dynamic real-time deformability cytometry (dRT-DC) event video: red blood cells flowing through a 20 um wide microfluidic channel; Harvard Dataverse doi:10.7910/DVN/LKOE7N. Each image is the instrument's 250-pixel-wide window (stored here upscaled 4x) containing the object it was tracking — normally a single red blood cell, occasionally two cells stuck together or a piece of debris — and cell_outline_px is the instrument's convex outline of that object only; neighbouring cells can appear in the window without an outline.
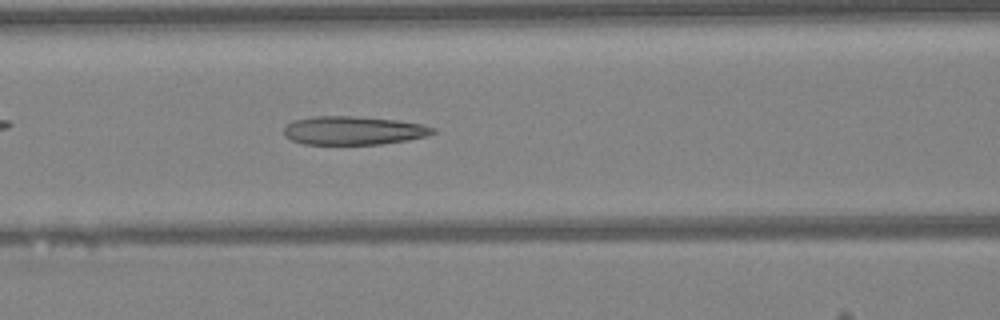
{"species": "Egyptian fruit bat (a non-hibernating species)", "species_latin": "Rousettus aegyptiacus", "temperature_condition": "warm", "stored_images_in_passage": 46, "camera_frame_rate_fps": 3000, "um_per_image_px": 0.085, "animal": {"sex": "female"}, "frame": {"image": 1, "passage_image": 19, "time_ms": 6.0, "image_size_px": [1000, 320], "cell_outline_px": [[436, 132], [428, 136], [408, 140], [380, 144], [304, 144], [292, 140], [284, 136], [284, 128], [288, 124], [296, 120], [312, 116], [352, 116], [396, 120], [424, 124], [436, 128]], "centroid_in_image_um": [30.08, 11.09], "position_along_channel_um": 136.5, "area_um2": 24.8}}
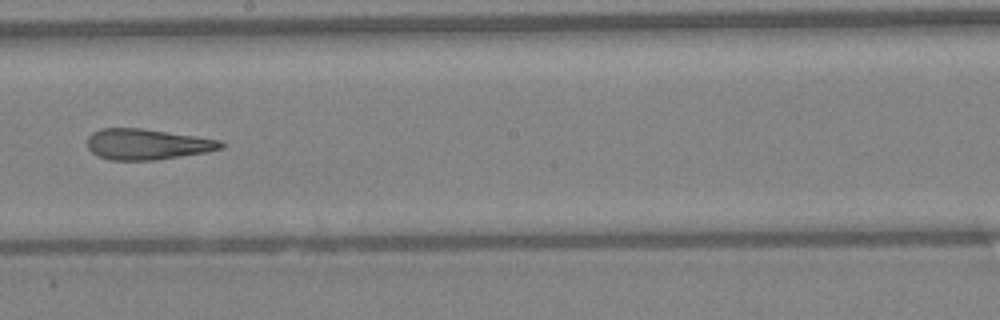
{"frame": {"image": 2, "passage_image": 26, "time_ms": 8.333, "image_size_px": [1000, 320], "cell_outline_px": [[224, 148], [204, 152], [156, 160], [108, 160], [92, 152], [88, 148], [88, 136], [92, 132], [100, 128], [140, 128], [220, 140], [224, 144]], "centroid_in_image_um": [12.47, 12.26], "position_along_channel_um": 235.7, "area_um2": 23.7}}
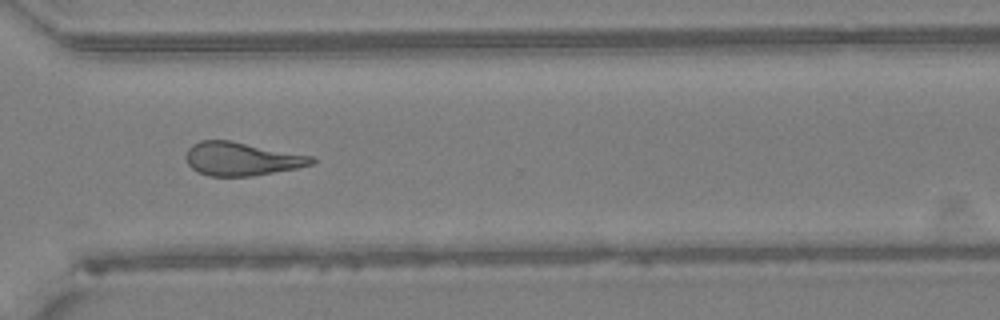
{"frame": {"image": 3, "passage_image": 34, "time_ms": 11.0, "image_size_px": [1000, 320], "cell_outline_px": [[316, 160], [312, 164], [296, 168], [252, 176], [208, 176], [196, 172], [188, 164], [188, 148], [192, 144], [200, 140], [228, 140], [312, 156]], "centroid_in_image_um": [20.52, 13.51], "position_along_channel_um": 350.1, "area_um2": 24.16}, "authors_computed_cell_mechanics": {"area_um2": 25.143, "velocity_mm_per_s": 4.2788, "shape_relaxation_time_tau1_ms": null, "shape_relaxation_time_tau2_ms": 3.9331, "deformation_change_tau1": null, "deformation_change_tau2": 0.1661}}